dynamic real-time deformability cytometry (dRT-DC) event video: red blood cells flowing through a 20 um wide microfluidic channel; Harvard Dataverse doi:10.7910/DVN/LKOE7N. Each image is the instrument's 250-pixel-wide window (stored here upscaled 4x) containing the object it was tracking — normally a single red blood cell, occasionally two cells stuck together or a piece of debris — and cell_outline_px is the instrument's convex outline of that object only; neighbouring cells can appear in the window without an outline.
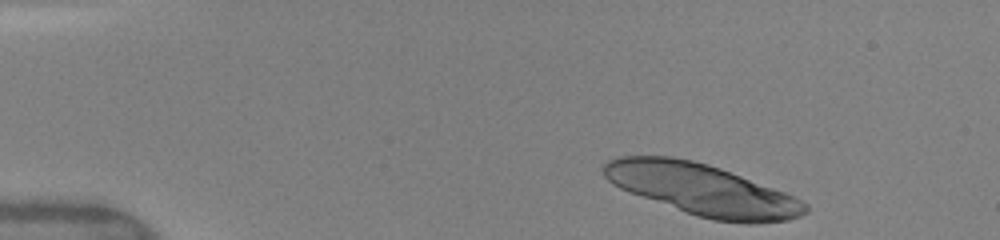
{"species": "human", "species_latin": "Homo sapiens", "temperature_condition": "warm", "stored_images_in_passage": 45, "segment_of_instrument_passage": [1, 2], "camera_frame_rate_fps": 3000, "um_per_image_px": 0.085, "donor": {"sex": "female"}, "frame": {"image": 1, "passage_image": 1, "time_ms": 0.0, "image_size_px": [1000, 240], "cell_outline_px": [[808, 212], [800, 216], [788, 220], [756, 224], [748, 224], [712, 220], [696, 216], [620, 188], [612, 184], [604, 176], [600, 168], [608, 160], [620, 156], [672, 156], [692, 160], [708, 164], [720, 168], [784, 192], [808, 204]], "centroid_in_image_um": [59.69, 16.12], "position_along_channel_um": 25.3, "area_um2": 60.23}}